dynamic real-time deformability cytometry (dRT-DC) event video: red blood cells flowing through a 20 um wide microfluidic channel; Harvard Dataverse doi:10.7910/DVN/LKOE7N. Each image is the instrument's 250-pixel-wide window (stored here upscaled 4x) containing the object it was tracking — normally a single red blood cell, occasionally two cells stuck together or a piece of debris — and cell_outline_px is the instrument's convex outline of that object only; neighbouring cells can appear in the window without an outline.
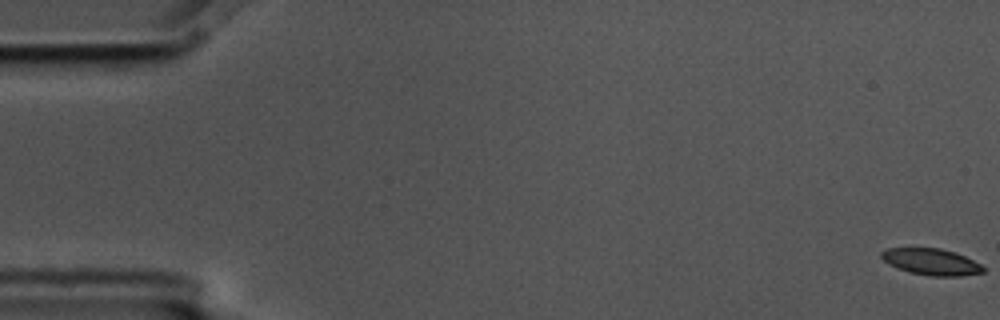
{"species": "common noctule bat (a hibernating species)", "species_latin": "Nyctalus noctula", "temperature_condition": "cold", "stored_images_in_passage": 5, "camera_frame_rate_fps": 3000, "um_per_image_px": 0.085, "animal": {"sex": "male", "body_mass_g": 17.5, "forearm_length_mm": 52.3}, "frame": {"image": 1, "passage_image": 1, "time_ms": 0.0, "image_size_px": [1000, 320], "cell_outline_px": [[984, 272], [960, 276], [932, 276], [912, 272], [888, 264], [880, 256], [880, 252], [888, 248], [940, 248], [964, 256], [980, 264], [984, 268]], "centroid_in_image_um": [79.15, 22.25], "position_along_channel_um": 5.9, "area_um2": 15.37}}
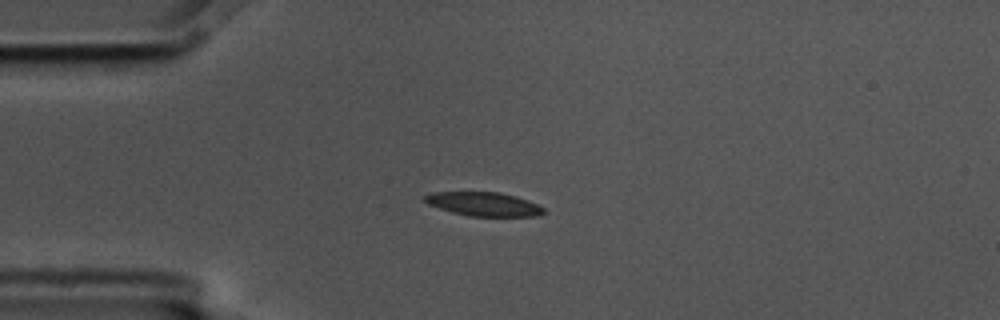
{"frame": {"image": 2, "passage_image": 5, "time_ms": 1.333, "image_size_px": [1000, 320], "cell_outline_px": [[544, 212], [536, 216], [468, 216], [452, 212], [428, 204], [424, 200], [424, 196], [432, 192], [500, 192], [516, 196], [528, 200], [544, 208]], "centroid_in_image_um": [41.11, 17.34], "position_along_channel_um": 43.9, "area_um2": 16.42}}